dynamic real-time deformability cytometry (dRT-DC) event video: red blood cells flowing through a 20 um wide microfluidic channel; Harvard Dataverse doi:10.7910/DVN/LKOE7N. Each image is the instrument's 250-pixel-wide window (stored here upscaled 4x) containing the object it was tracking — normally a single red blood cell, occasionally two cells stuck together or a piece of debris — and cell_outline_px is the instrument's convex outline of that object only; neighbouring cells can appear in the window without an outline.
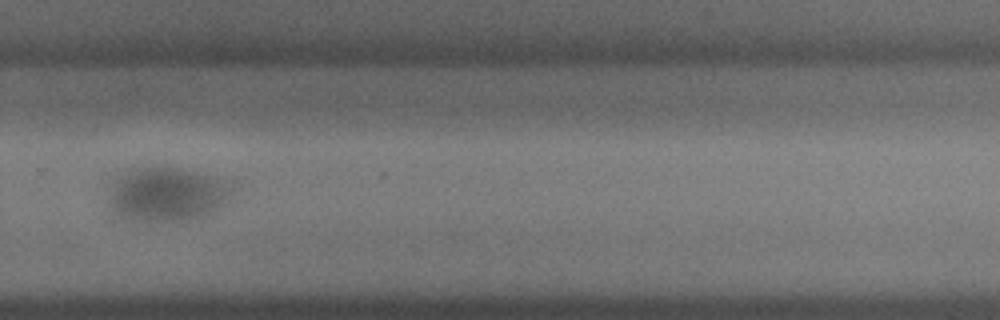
{"species": "common noctule bat (a hibernating species)", "species_latin": "Nyctalus noctula", "temperature_condition": "cold", "stored_images_in_passage": 53, "camera_frame_rate_fps": 3000, "um_per_image_px": 0.085, "animal": {"sex": "male", "body_mass_g": 18.8}, "frame": {"image": 1, "passage_image": 37, "time_ms": 12.0, "image_size_px": [1000, 320], "cell_outline_px": [[232, 184], [228, 196], [224, 204], [208, 212], [196, 216], [180, 220], [132, 220], [112, 212], [112, 188], [116, 180], [128, 172], [140, 168], [180, 168], [216, 176]], "centroid_in_image_um": [14.23, 16.5], "position_along_channel_um": 315.6, "area_um2": 37.17}}
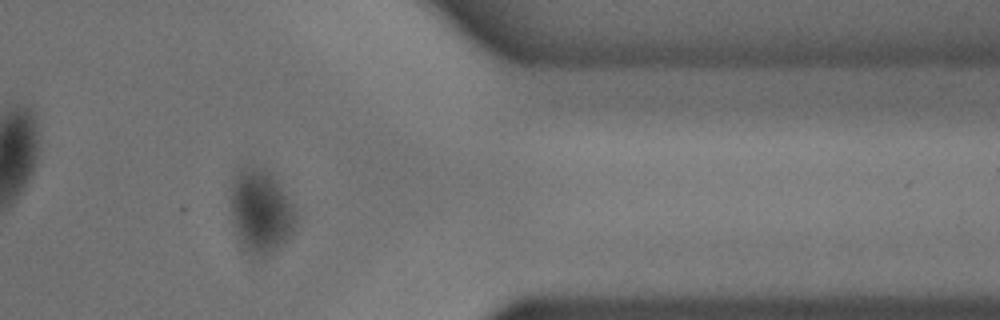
{"frame": {"image": 2, "passage_image": 44, "time_ms": 14.333, "image_size_px": [1000, 320], "cell_outline_px": [[296, 220], [292, 232], [276, 248], [260, 256], [252, 256], [244, 252], [240, 244], [232, 220], [228, 200], [228, 196], [232, 176], [236, 168], [252, 164], [268, 172], [276, 180], [292, 204], [296, 216]], "centroid_in_image_um": [22.05, 17.89], "position_along_channel_um": 389.3, "area_um2": 32.14}}
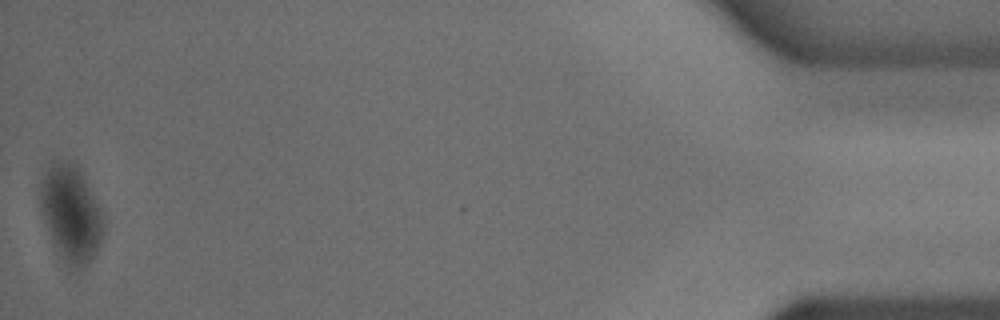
{"frame": {"image": 3, "passage_image": 53, "time_ms": 17.333, "image_size_px": [1000, 320], "cell_outline_px": [[104, 232], [100, 244], [96, 252], [88, 264], [84, 268], [76, 272], [72, 272], [56, 256], [52, 244], [40, 204], [40, 188], [44, 172], [52, 164], [68, 160], [72, 160], [76, 164], [100, 208], [104, 216]], "centroid_in_image_um": [6.04, 18.28], "position_along_channel_um": 429.2, "area_um2": 35.95}}